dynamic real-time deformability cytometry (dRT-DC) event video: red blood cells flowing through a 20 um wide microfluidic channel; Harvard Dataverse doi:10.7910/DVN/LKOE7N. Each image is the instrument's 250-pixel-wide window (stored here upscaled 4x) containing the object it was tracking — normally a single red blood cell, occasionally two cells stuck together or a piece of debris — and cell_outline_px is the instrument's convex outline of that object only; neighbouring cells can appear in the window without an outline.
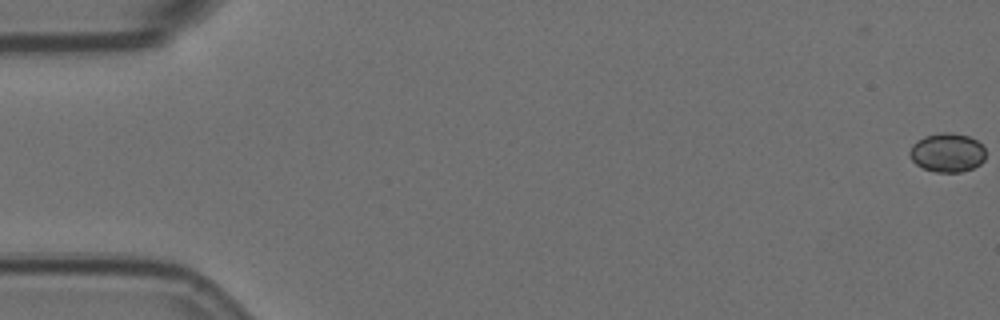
{"species": "Egyptian fruit bat (a non-hibernating species)", "species_latin": "Rousettus aegyptiacus", "temperature_condition": "room temperature", "stored_images_in_passage": 58, "camera_frame_rate_fps": 3000, "um_per_image_px": 0.085, "animal": {"sex": "female"}, "frame": {"image": 1, "passage_image": 1, "time_ms": 0.0, "image_size_px": [1000, 320], "cell_outline_px": [[984, 160], [980, 164], [972, 168], [960, 172], [936, 172], [924, 168], [916, 164], [908, 156], [908, 152], [912, 144], [916, 140], [924, 136], [940, 132], [952, 132], [968, 136], [976, 140], [984, 148]], "centroid_in_image_um": [80.48, 12.96], "position_along_channel_um": 4.5, "area_um2": 17.34}}
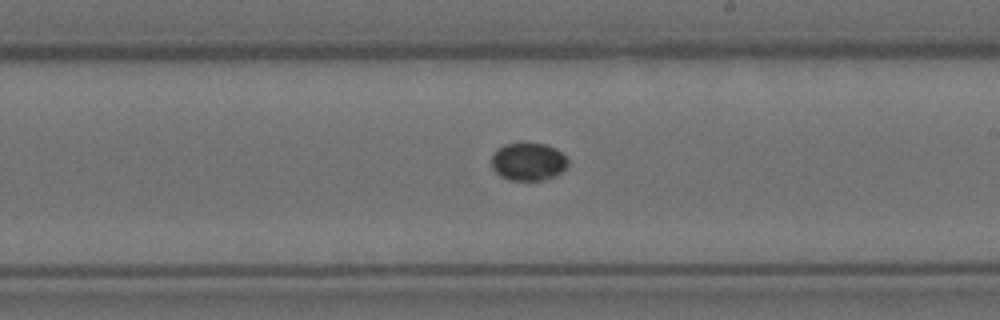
{"frame": {"image": 2, "passage_image": 34, "time_ms": 11.0, "image_size_px": [1000, 320], "cell_outline_px": [[568, 164], [556, 176], [544, 180], [508, 180], [500, 176], [492, 168], [492, 156], [504, 144], [544, 144], [556, 148], [568, 160]], "centroid_in_image_um": [44.9, 13.77], "position_along_channel_um": 244.1, "area_um2": 16.59}}
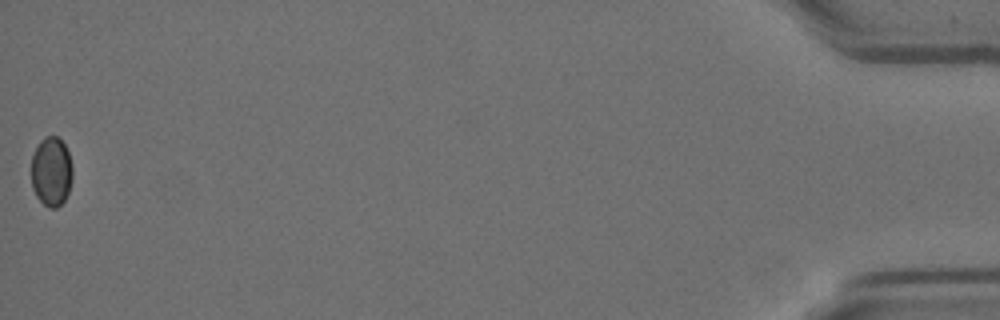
{"frame": {"image": 3, "passage_image": 58, "time_ms": 19.0, "image_size_px": [1000, 320], "cell_outline_px": [[72, 180], [68, 192], [64, 200], [56, 208], [48, 208], [36, 196], [32, 188], [32, 156], [40, 140], [44, 136], [56, 136], [64, 144], [68, 152], [72, 164]], "centroid_in_image_um": [4.37, 14.58], "position_along_channel_um": 430.8, "area_um2": 16.65}}